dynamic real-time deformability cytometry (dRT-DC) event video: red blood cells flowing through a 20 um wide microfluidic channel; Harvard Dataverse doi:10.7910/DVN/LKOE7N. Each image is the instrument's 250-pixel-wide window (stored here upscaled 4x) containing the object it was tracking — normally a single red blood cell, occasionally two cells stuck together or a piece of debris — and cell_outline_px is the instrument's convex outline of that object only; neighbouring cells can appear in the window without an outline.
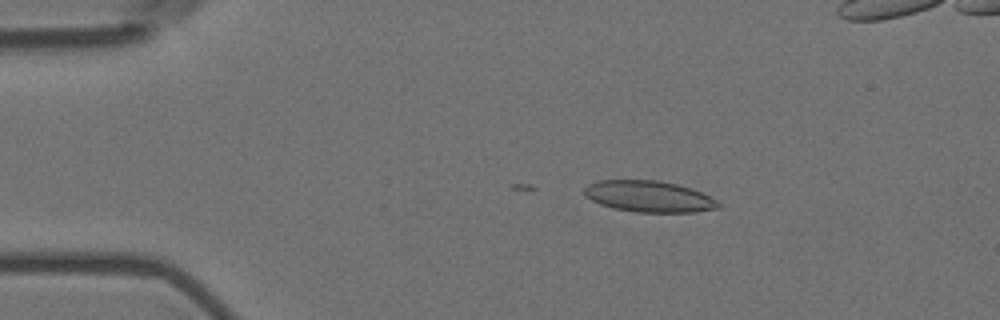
{"species": "Egyptian fruit bat (a non-hibernating species)", "species_latin": "Rousettus aegyptiacus", "temperature_condition": "room temperature", "stored_images_in_passage": 10, "camera_frame_rate_fps": 3000, "um_per_image_px": 0.085, "animal": {"sex": "female"}, "frame": {"image": 1, "passage_image": 10, "time_ms": 3.0, "image_size_px": [1000, 320], "cell_outline_px": [[724, 204], [720, 208], [696, 212], [636, 212], [612, 208], [600, 204], [584, 196], [584, 188], [588, 184], [596, 180], [656, 180], [676, 184], [700, 192]], "centroid_in_image_um": [55.15, 16.7], "position_along_channel_um": 29.9, "area_um2": 24.51}}